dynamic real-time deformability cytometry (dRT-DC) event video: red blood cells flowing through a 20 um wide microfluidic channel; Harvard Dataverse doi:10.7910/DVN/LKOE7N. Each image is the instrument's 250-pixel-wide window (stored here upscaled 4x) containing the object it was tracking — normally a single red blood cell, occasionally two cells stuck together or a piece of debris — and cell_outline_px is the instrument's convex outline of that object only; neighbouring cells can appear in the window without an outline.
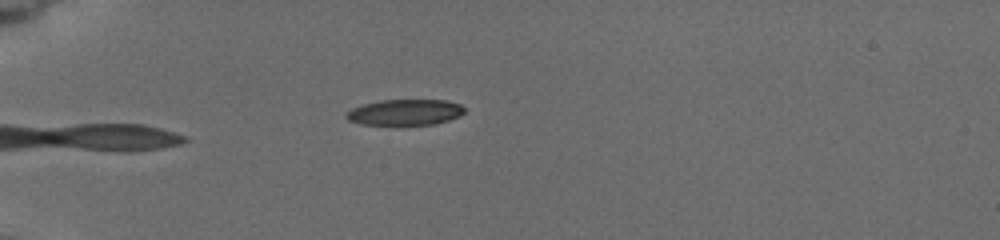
{"species": "common noctule bat (a hibernating species)", "species_latin": "Nyctalus noctula", "temperature_condition": "cold", "stored_images_in_passage": 6, "camera_frame_rate_fps": 3000, "um_per_image_px": 0.085, "animal": {"sex": "female", "body_mass_g": 19.5, "forearm_length_mm": 54.1}, "frame": {"image": 1, "passage_image": 6, "time_ms": 5.333, "image_size_px": [1000, 240], "cell_outline_px": [[464, 112], [460, 116], [448, 120], [432, 124], [360, 124], [348, 120], [344, 116], [352, 108], [364, 104], [380, 100], [448, 100], [460, 104], [464, 108]], "centroid_in_image_um": [34.43, 9.53], "position_along_channel_um": 50.6, "area_um2": 17.63}}